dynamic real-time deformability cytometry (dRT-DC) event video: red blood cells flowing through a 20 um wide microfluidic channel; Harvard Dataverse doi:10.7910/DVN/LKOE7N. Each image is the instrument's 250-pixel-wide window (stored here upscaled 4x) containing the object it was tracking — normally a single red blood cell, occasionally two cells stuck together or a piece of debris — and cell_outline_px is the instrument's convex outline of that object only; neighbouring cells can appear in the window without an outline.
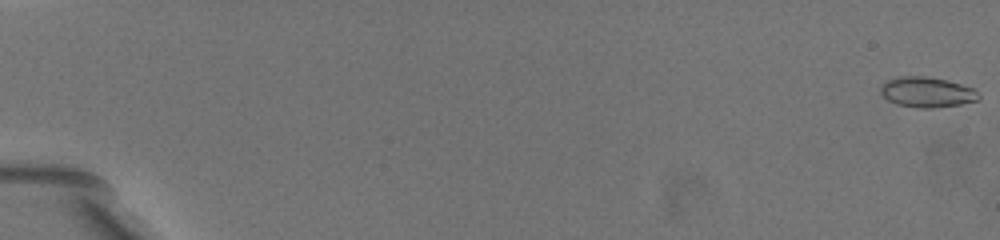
{"species": "common noctule bat (a hibernating species)", "species_latin": "Nyctalus noctula", "temperature_condition": "warm", "stored_images_in_passage": 61, "camera_frame_rate_fps": 3000, "um_per_image_px": 0.085, "animal": {"sex": "female", "body_mass_g": 19.5, "forearm_length_mm": 54.1}, "frame": {"image": 1, "passage_image": 1, "time_ms": 0.0, "image_size_px": [1000, 240], "cell_outline_px": [[980, 96], [976, 100], [960, 104], [932, 108], [924, 108], [896, 104], [888, 100], [880, 92], [880, 88], [888, 80], [900, 76], [928, 76], [948, 80], [972, 88]], "centroid_in_image_um": [78.77, 7.82], "position_along_channel_um": 6.2, "area_um2": 17.05}}
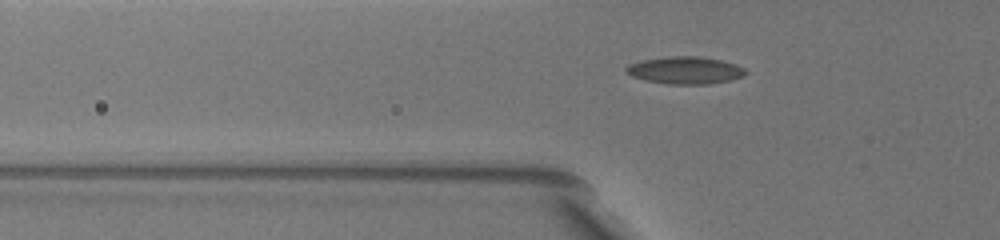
{"frame": {"image": 2, "passage_image": 30, "time_ms": 7.333, "image_size_px": [1000, 240], "cell_outline_px": [[748, 72], [744, 76], [728, 80], [708, 84], [668, 84], [644, 80], [632, 76], [624, 72], [624, 68], [628, 64], [640, 60], [668, 56], [696, 56], [720, 60], [736, 64], [744, 68]], "centroid_in_image_um": [58.19, 5.97], "position_along_channel_um": 67.6, "area_um2": 19.13}}
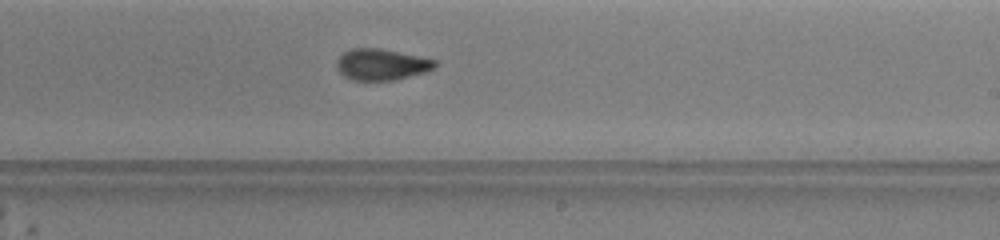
{"frame": {"image": 3, "passage_image": 50, "time_ms": 12.667, "image_size_px": [1000, 240], "cell_outline_px": [[440, 64], [436, 68], [424, 72], [396, 80], [352, 80], [344, 76], [336, 68], [336, 60], [344, 52], [352, 48], [380, 48], [440, 60]], "centroid_in_image_um": [32.48, 5.47], "position_along_channel_um": 256.5, "area_um2": 18.21}}